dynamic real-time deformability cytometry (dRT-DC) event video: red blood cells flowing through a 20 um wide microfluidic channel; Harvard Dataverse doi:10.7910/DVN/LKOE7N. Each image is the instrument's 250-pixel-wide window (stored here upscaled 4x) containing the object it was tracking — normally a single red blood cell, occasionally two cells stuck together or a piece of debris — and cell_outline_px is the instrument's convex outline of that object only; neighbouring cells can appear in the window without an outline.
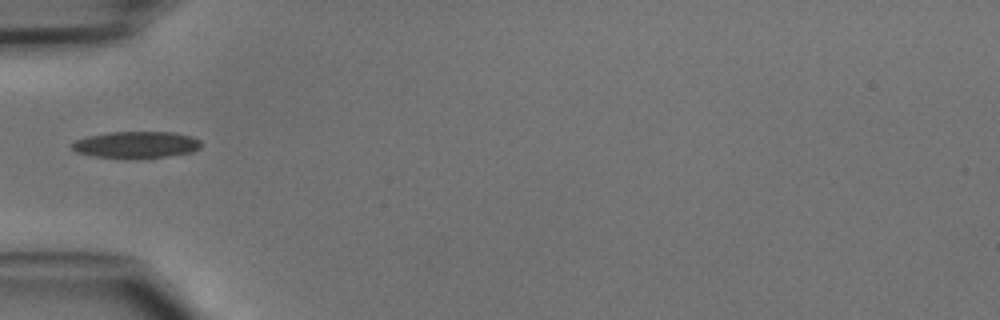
{"species": "common noctule bat (a hibernating species)", "species_latin": "Nyctalus noctula", "temperature_condition": "cold", "stored_images_in_passage": 12, "camera_frame_rate_fps": 3000, "um_per_image_px": 0.085, "animal": {"sex": "male", "body_mass_g": 15.6}, "frame": {"image": 1, "passage_image": 1, "time_ms": 0.0, "image_size_px": [1000, 320], "cell_outline_px": [[200, 148], [192, 152], [136, 160], [124, 160], [96, 156], [76, 152], [68, 144], [76, 140], [88, 136], [108, 132], [172, 132], [192, 136], [200, 140]], "centroid_in_image_um": [11.54, 12.32], "position_along_channel_um": 73.5, "area_um2": 20.52}}